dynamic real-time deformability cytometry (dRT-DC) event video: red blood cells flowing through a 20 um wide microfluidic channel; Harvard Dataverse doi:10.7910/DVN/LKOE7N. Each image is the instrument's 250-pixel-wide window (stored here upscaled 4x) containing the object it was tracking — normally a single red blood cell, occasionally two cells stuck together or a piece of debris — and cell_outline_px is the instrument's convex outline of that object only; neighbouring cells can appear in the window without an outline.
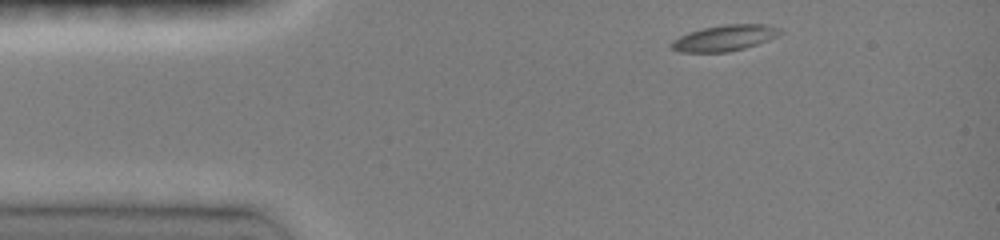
{"species": "common noctule bat (a hibernating species)", "species_latin": "Nyctalus noctula", "temperature_condition": "room temperature", "stored_images_in_passage": 3, "camera_frame_rate_fps": 3000, "um_per_image_px": 0.085, "animal": {"sex": "female", "body_mass_g": 19.0, "forearm_length_mm": 51.5}, "frame": {"image": 1, "passage_image": 1, "time_ms": 0.0, "image_size_px": [1000, 240], "cell_outline_px": [[784, 32], [768, 40], [744, 48], [728, 52], [680, 52], [672, 48], [668, 44], [672, 40], [688, 32], [704, 28], [724, 24], [764, 24], [780, 28]], "centroid_in_image_um": [61.57, 3.22], "position_along_channel_um": 23.4, "area_um2": 16.42}}
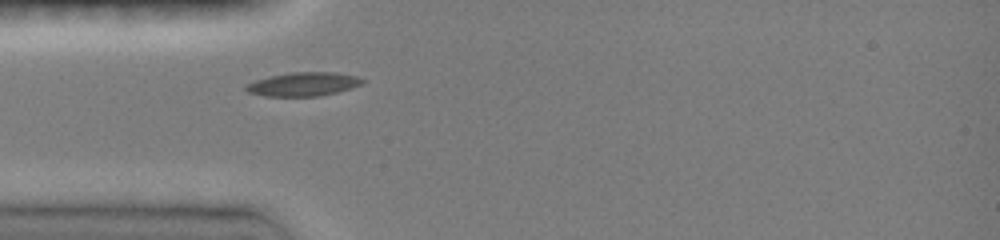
{"frame": {"image": 2, "passage_image": 3, "time_ms": 2.333, "image_size_px": [1000, 240], "cell_outline_px": [[364, 80], [360, 84], [352, 88], [320, 96], [264, 96], [248, 92], [244, 88], [248, 84], [256, 80], [288, 72], [336, 72], [356, 76]], "centroid_in_image_um": [25.78, 7.15], "position_along_channel_um": 59.2, "area_um2": 15.95}}